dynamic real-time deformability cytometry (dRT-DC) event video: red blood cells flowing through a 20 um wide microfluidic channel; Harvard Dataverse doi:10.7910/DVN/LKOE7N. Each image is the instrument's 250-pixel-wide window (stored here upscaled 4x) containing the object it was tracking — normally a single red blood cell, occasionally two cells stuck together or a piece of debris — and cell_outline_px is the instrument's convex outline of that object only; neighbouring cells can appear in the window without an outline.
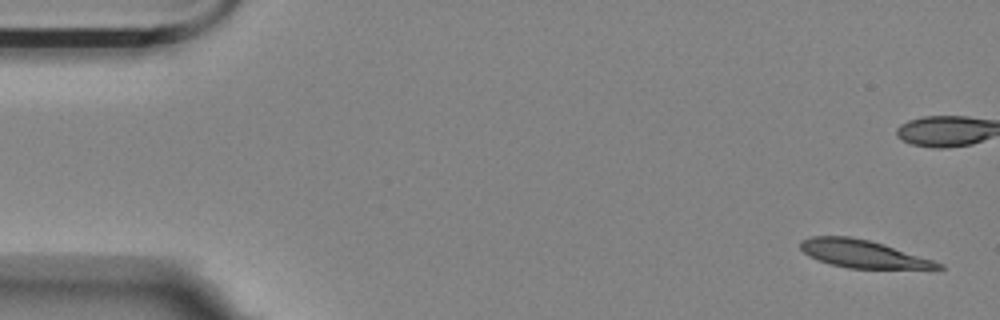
{"species": "Egyptian fruit bat (a non-hibernating species)", "species_latin": "Rousettus aegyptiacus", "temperature_condition": "room temperature", "stored_images_in_passage": 9, "camera_frame_rate_fps": 3000, "um_per_image_px": 0.085, "animal": {"sex": "female"}, "frame": {"image": 1, "passage_image": 1, "time_ms": 0.0, "image_size_px": [1000, 320], "cell_outline_px": [[944, 268], [848, 268], [832, 264], [808, 256], [800, 248], [800, 240], [812, 236], [848, 236], [868, 240], [932, 260], [944, 264]], "centroid_in_image_um": [73.26, 21.57], "position_along_channel_um": 11.7, "area_um2": 21.56}}
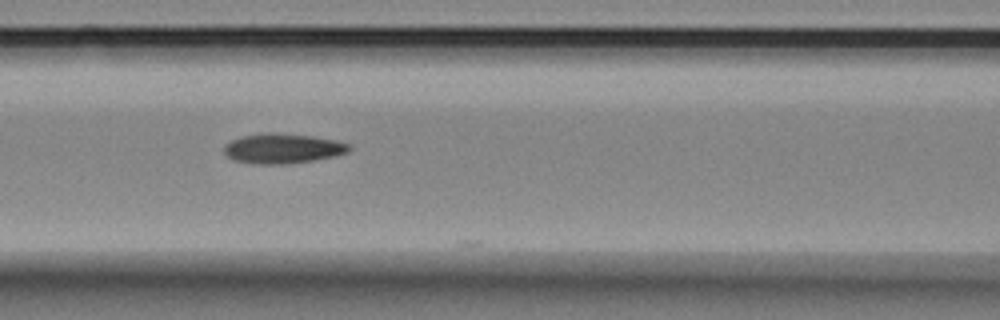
{"frame": {"image": 2, "passage_image": 7, "time_ms": 2.0, "image_size_px": [1000, 320], "cell_outline_px": [[352, 148], [348, 152], [336, 156], [312, 160], [284, 164], [252, 164], [232, 160], [224, 152], [224, 144], [240, 136], [260, 132], [272, 132], [312, 136], [336, 140], [352, 144]], "centroid_in_image_um": [24.02, 12.61], "position_along_channel_um": 142.6, "area_um2": 22.14}}
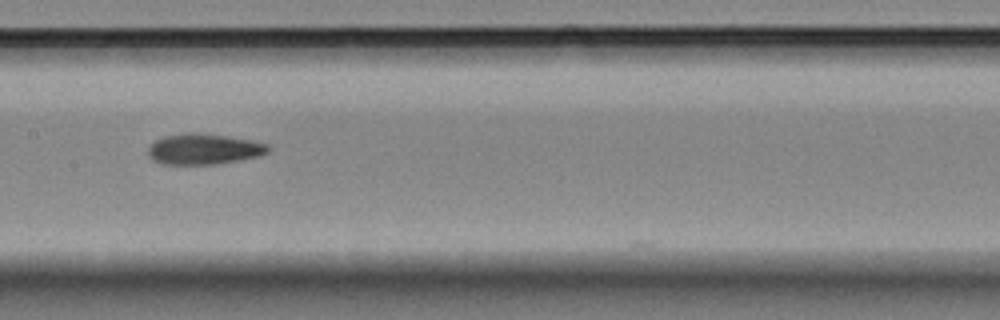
{"frame": {"image": 3, "passage_image": 8, "time_ms": 2.333, "image_size_px": [1000, 320], "cell_outline_px": [[272, 148], [268, 152], [260, 156], [216, 164], [164, 164], [152, 160], [148, 156], [148, 148], [156, 140], [164, 136], [188, 132], [196, 132], [228, 136], [252, 140], [268, 144]], "centroid_in_image_um": [17.35, 12.66], "position_along_channel_um": 190.1, "area_um2": 21.62}}